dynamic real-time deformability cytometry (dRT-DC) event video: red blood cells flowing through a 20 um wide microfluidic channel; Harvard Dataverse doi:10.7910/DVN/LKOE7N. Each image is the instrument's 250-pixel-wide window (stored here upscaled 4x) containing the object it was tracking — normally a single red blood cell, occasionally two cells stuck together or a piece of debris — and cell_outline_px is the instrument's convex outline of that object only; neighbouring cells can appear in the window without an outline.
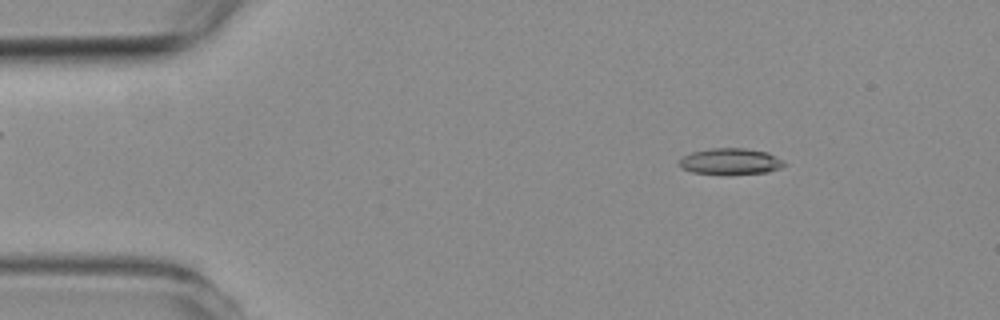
{"species": "common noctule bat (a hibernating species)", "species_latin": "Nyctalus noctula", "temperature_condition": "room temperature", "stored_images_in_passage": 3, "camera_frame_rate_fps": 3000, "um_per_image_px": 0.085, "animal": {"sex": "female", "body_mass_g": 19.3, "forearm_length_mm": 54.1}, "frame": {"image": 1, "passage_image": 1, "time_ms": 0.0, "image_size_px": [1000, 320], "cell_outline_px": [[784, 164], [780, 168], [768, 172], [692, 172], [680, 168], [680, 160], [684, 156], [692, 152], [712, 148], [744, 148], [768, 152], [784, 160]], "centroid_in_image_um": [62.11, 13.68], "position_along_channel_um": 22.9, "area_um2": 15.32}}